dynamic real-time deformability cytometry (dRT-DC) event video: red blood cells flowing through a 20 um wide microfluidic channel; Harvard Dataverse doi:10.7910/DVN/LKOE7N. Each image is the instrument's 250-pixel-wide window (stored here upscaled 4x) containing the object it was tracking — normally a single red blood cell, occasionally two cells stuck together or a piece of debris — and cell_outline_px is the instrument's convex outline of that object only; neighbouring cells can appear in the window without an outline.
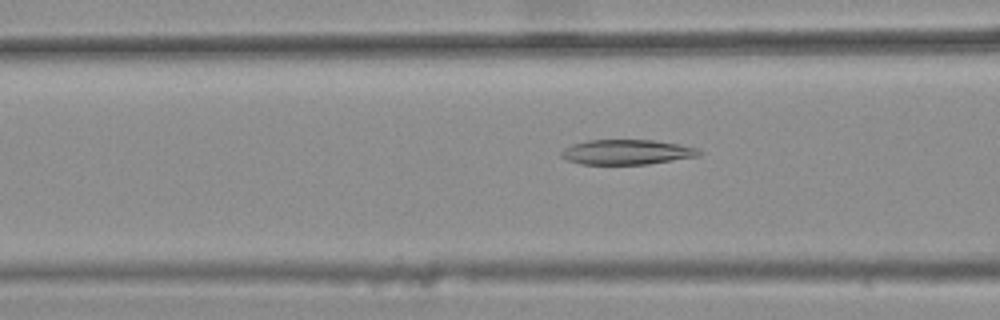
{"species": "common noctule bat (a hibernating species)", "species_latin": "Nyctalus noctula", "temperature_condition": "warm", "stored_images_in_passage": 37, "camera_frame_rate_fps": 3000, "um_per_image_px": 0.085, "animal": {"sex": "female", "body_mass_g": 25.1}, "frame": {"image": 1, "passage_image": 10, "time_ms": 3.0, "image_size_px": [1000, 320], "cell_outline_px": [[704, 152], [700, 156], [648, 164], [580, 164], [568, 160], [560, 156], [560, 152], [564, 148], [572, 144], [588, 140], [656, 140], [680, 144], [696, 148]], "centroid_in_image_um": [53.3, 12.92], "position_along_channel_um": 113.3, "area_um2": 20.17}}
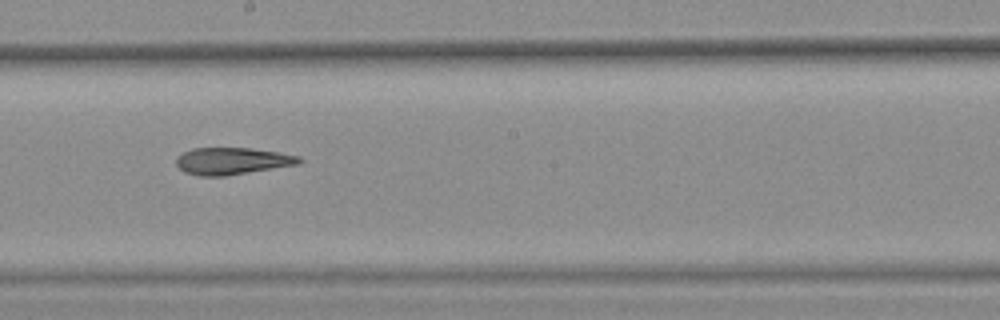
{"frame": {"image": 2, "passage_image": 19, "time_ms": 6.0, "image_size_px": [1000, 320], "cell_outline_px": [[304, 160], [296, 164], [224, 176], [200, 176], [184, 172], [176, 164], [176, 156], [192, 148], [252, 148], [300, 156]], "centroid_in_image_um": [19.69, 13.68], "position_along_channel_um": 228.5, "area_um2": 19.13}}
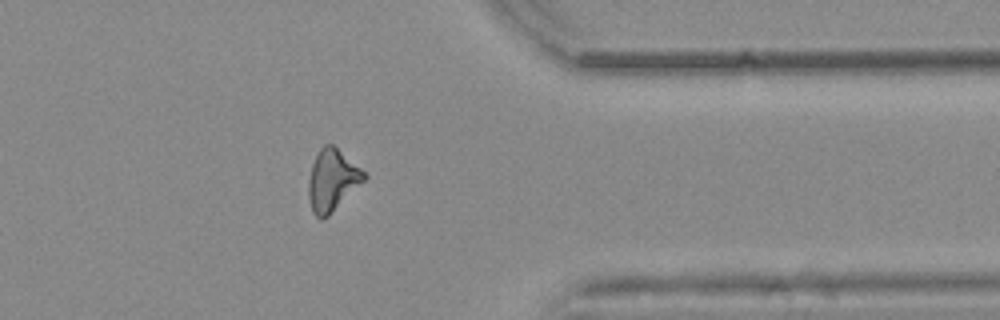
{"frame": {"image": 3, "passage_image": 32, "time_ms": 10.333, "image_size_px": [1000, 320], "cell_outline_px": [[368, 176], [324, 220], [320, 220], [312, 212], [308, 196], [308, 180], [312, 164], [320, 148], [324, 144], [332, 144], [360, 168]], "centroid_in_image_um": [28.2, 15.34], "position_along_channel_um": 383.2, "area_um2": 19.65}, "authors_computed_cell_mechanics": {"area_um2": 19.7676, "velocity_mm_per_s": 3.8388, "shape_relaxation_time_tau1_ms": null, "shape_relaxation_time_tau2_ms": 5.6074, "deformation_change_tau1": null, "deformation_change_tau2": 0.1541}}